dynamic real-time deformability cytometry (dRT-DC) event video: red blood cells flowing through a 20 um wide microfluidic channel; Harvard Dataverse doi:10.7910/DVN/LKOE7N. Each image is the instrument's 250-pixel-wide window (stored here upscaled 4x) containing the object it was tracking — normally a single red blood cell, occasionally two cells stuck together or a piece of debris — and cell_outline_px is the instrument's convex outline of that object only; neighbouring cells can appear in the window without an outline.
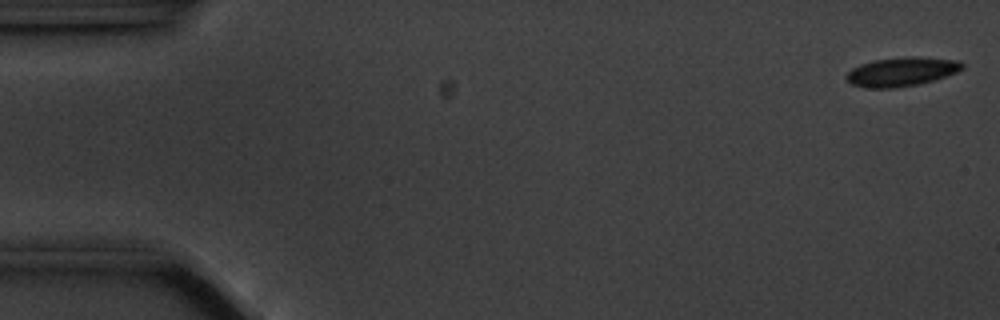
{"species": "common noctule bat (a hibernating species)", "species_latin": "Nyctalus noctula", "temperature_condition": "cold", "stored_images_in_passage": 56, "camera_frame_rate_fps": 3000, "um_per_image_px": 0.085, "animal": {"sex": "male", "body_mass_g": 20.1, "forearm_length_mm": 53.5}, "frame": {"image": 1, "passage_image": 1, "time_ms": 0.0, "image_size_px": [1000, 320], "cell_outline_px": [[964, 68], [956, 72], [936, 80], [920, 84], [896, 88], [864, 88], [852, 84], [844, 80], [844, 76], [852, 68], [860, 64], [872, 60], [956, 60], [964, 64]], "centroid_in_image_um": [76.52, 6.18], "position_along_channel_um": 8.5, "area_um2": 18.61}}
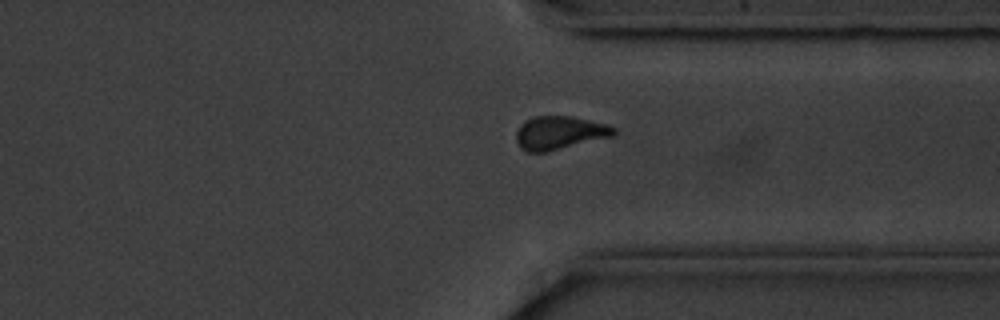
{"frame": {"image": 2, "passage_image": 42, "time_ms": 13.667, "image_size_px": [1000, 320], "cell_outline_px": [[616, 132], [612, 136], [544, 152], [528, 152], [520, 148], [516, 140], [516, 132], [520, 124], [524, 120], [536, 116], [572, 116], [608, 124], [616, 128]], "centroid_in_image_um": [47.54, 11.27], "position_along_channel_um": 363.9, "area_um2": 18.9}}
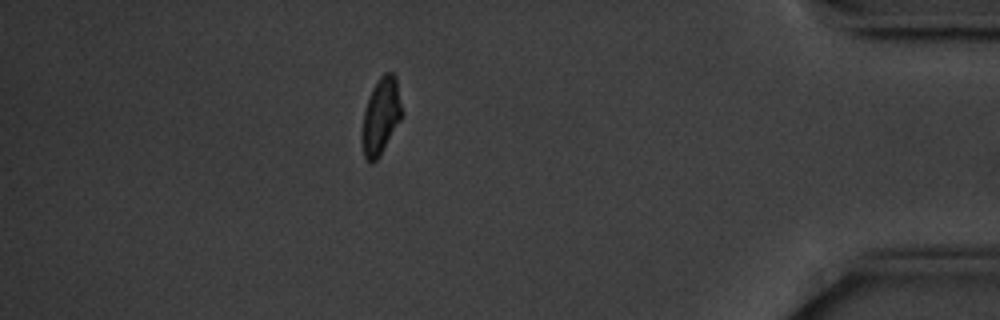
{"frame": {"image": 3, "passage_image": 49, "time_ms": 16.0, "image_size_px": [1000, 320], "cell_outline_px": [[404, 116], [380, 156], [372, 164], [368, 164], [364, 160], [360, 140], [360, 136], [364, 108], [372, 88], [380, 76], [384, 72], [392, 72], [396, 76], [404, 112]], "centroid_in_image_um": [32.37, 9.92], "position_along_channel_um": 402.8, "area_um2": 18.79}, "authors_computed_cell_mechanics": {"area_um2": 19.1607, "velocity_mm_per_s": 3.5328, "shape_relaxation_time_tau1_ms": 2.2337, "shape_relaxation_time_tau2_ms": 3.1662, "deformation_change_tau1": 0.0682, "deformation_change_tau2": 0.0674}}